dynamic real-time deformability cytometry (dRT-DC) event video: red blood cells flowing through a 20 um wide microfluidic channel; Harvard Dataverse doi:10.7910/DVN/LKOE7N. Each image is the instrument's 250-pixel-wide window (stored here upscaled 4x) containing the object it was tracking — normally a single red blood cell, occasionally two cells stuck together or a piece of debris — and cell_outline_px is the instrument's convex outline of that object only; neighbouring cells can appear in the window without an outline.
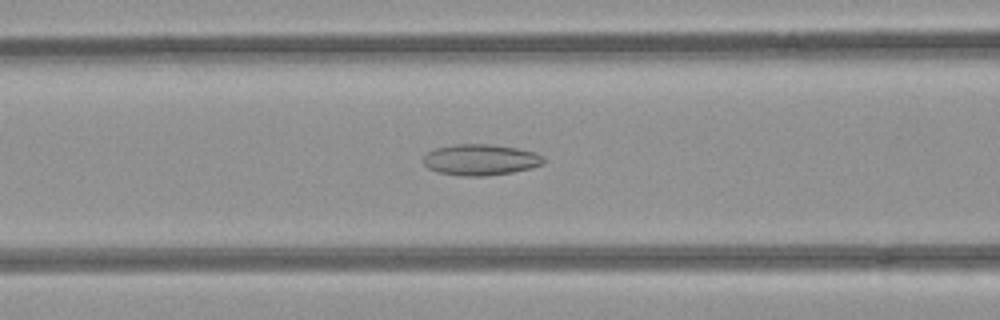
{"species": "common noctule bat (a hibernating species)", "species_latin": "Nyctalus noctula", "temperature_condition": "room temperature", "stored_images_in_passage": 52, "camera_frame_rate_fps": 3000, "um_per_image_px": 0.085, "animal": {"sex": "female", "body_mass_g": 21.9}, "frame": {"image": 1, "passage_image": 20, "time_ms": 6.333, "image_size_px": [1000, 320], "cell_outline_px": [[544, 164], [532, 168], [512, 172], [484, 176], [460, 176], [436, 172], [428, 168], [424, 164], [424, 156], [428, 152], [436, 148], [456, 144], [492, 144], [516, 148], [536, 152], [544, 156]], "centroid_in_image_um": [40.86, 13.58], "position_along_channel_um": 125.7, "area_um2": 21.91}}
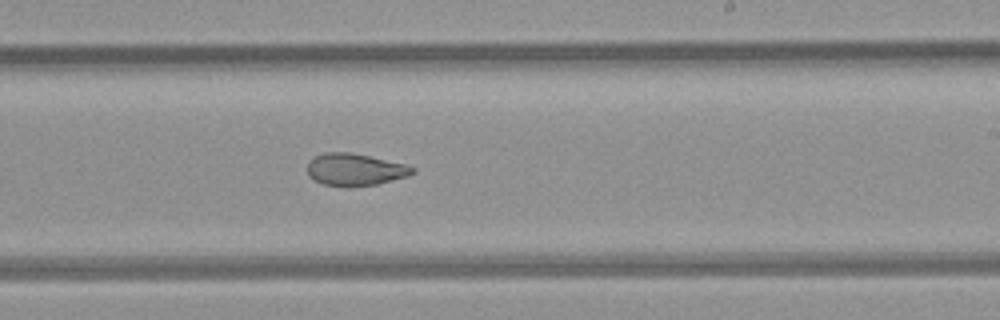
{"frame": {"image": 2, "passage_image": 30, "time_ms": 9.667, "image_size_px": [1000, 320], "cell_outline_px": [[416, 172], [408, 176], [376, 184], [324, 184], [312, 180], [308, 176], [308, 160], [324, 152], [352, 152], [408, 164], [416, 168]], "centroid_in_image_um": [30.2, 14.36], "position_along_channel_um": 258.8, "area_um2": 19.42}}
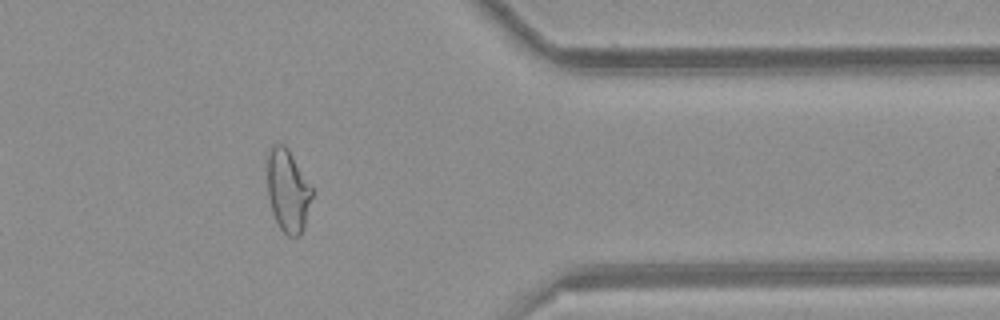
{"frame": {"image": 3, "passage_image": 41, "time_ms": 13.333, "image_size_px": [1000, 320], "cell_outline_px": [[312, 196], [304, 228], [300, 236], [288, 236], [280, 228], [272, 212], [268, 196], [268, 148], [272, 144], [284, 144], [288, 148], [312, 188]], "centroid_in_image_um": [24.46, 16.2], "position_along_channel_um": 386.9, "area_um2": 21.39}, "authors_computed_cell_mechanics": {"area_um2": 23.9581, "velocity_mm_per_s": 3.997, "shape_relaxation_time_tau1_ms": null, "shape_relaxation_time_tau2_ms": 2.8671, "deformation_change_tau1": null, "deformation_change_tau2": 0.0964}}